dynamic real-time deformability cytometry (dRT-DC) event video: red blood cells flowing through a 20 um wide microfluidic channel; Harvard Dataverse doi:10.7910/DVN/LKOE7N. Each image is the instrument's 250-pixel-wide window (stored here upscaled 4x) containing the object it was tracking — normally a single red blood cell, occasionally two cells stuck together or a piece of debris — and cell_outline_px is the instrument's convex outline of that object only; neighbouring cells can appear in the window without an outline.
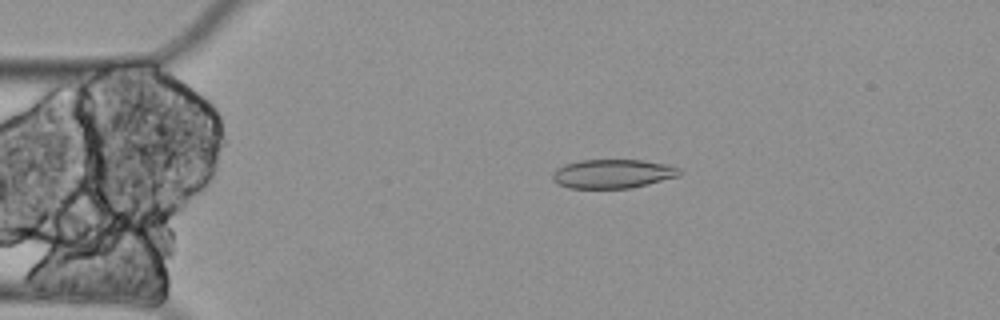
{"species": "Egyptian fruit bat (a non-hibernating species)", "species_latin": "Rousettus aegyptiacus", "temperature_condition": "cold", "stored_images_in_passage": 5, "camera_frame_rate_fps": 3000, "um_per_image_px": 0.085, "animal": {"sex": "female"}, "frame": {"image": 1, "passage_image": 4, "time_ms": 1.0, "image_size_px": [1000, 320], "cell_outline_px": [[680, 176], [628, 188], [572, 188], [560, 184], [552, 180], [552, 172], [556, 168], [564, 164], [580, 160], [640, 160], [664, 164], [680, 168]], "centroid_in_image_um": [52.04, 14.76], "position_along_channel_um": 33.0, "area_um2": 21.21}}